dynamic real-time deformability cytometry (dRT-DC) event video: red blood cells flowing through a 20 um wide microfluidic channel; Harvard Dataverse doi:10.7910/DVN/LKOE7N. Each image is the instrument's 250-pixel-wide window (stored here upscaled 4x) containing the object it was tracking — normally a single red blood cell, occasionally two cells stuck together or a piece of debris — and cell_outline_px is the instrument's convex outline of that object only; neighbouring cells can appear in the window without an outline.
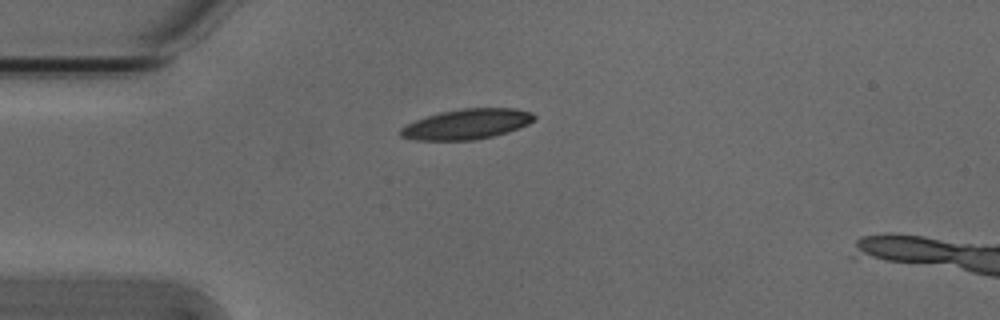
{"species": "Egyptian fruit bat (a non-hibernating species)", "species_latin": "Rousettus aegyptiacus", "temperature_condition": "cold", "stored_images_in_passage": 35, "camera_frame_rate_fps": 3000, "um_per_image_px": 0.085, "animal": {"sex": "male"}, "frame": {"image": 1, "passage_image": 1, "time_ms": 0.0, "image_size_px": [1000, 320], "cell_outline_px": [[536, 116], [528, 124], [508, 132], [492, 136], [472, 140], [416, 140], [400, 136], [400, 128], [416, 120], [440, 112], [464, 108], [516, 108], [532, 112]], "centroid_in_image_um": [39.69, 10.54], "position_along_channel_um": 45.3, "area_um2": 23.35}}
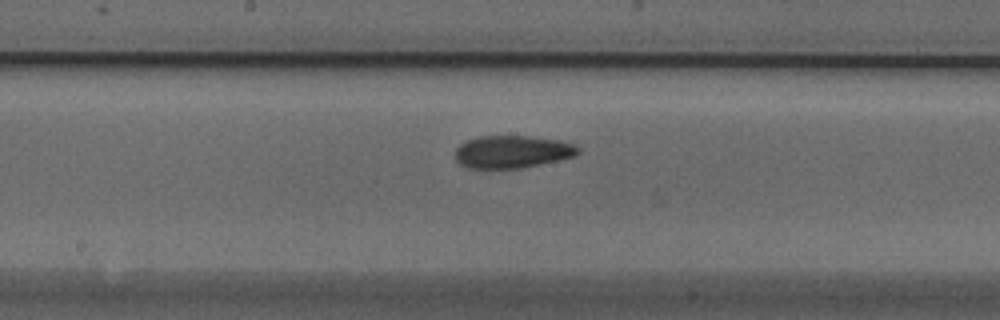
{"frame": {"image": 2, "passage_image": 15, "time_ms": 4.667, "image_size_px": [1000, 320], "cell_outline_px": [[580, 152], [576, 156], [520, 168], [468, 168], [460, 164], [456, 160], [456, 148], [464, 140], [480, 136], [528, 136], [560, 140], [576, 144], [580, 148]], "centroid_in_image_um": [43.55, 12.89], "position_along_channel_um": 204.6, "area_um2": 23.41}}
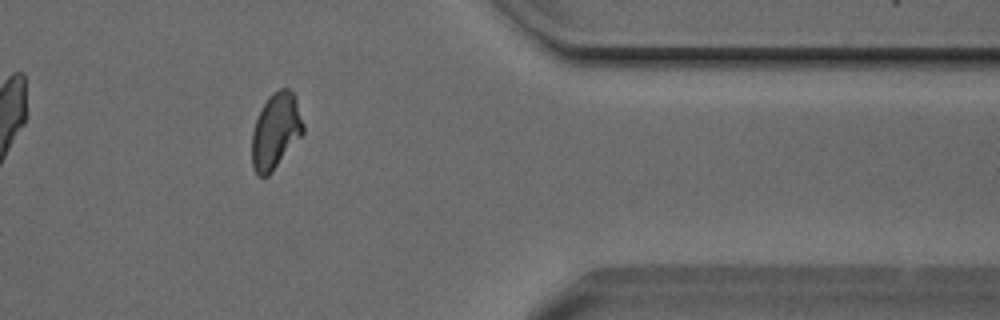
{"frame": {"image": 3, "passage_image": 31, "time_ms": 10.0, "image_size_px": [1000, 320], "cell_outline_px": [[304, 132], [272, 172], [268, 176], [256, 176], [252, 168], [252, 132], [256, 120], [268, 96], [272, 92], [280, 88], [288, 88], [296, 96], [304, 124]], "centroid_in_image_um": [23.44, 11.13], "position_along_channel_um": 388.0, "area_um2": 22.72}, "authors_computed_cell_mechanics": {"area_um2": 22.9466, "velocity_mm_per_s": 3.8071, "shape_relaxation_time_tau1_ms": 6.7843, "shape_relaxation_time_tau2_ms": 3.9443, "deformation_change_tau1": 0.1798, "deformation_change_tau2": 0.108}}